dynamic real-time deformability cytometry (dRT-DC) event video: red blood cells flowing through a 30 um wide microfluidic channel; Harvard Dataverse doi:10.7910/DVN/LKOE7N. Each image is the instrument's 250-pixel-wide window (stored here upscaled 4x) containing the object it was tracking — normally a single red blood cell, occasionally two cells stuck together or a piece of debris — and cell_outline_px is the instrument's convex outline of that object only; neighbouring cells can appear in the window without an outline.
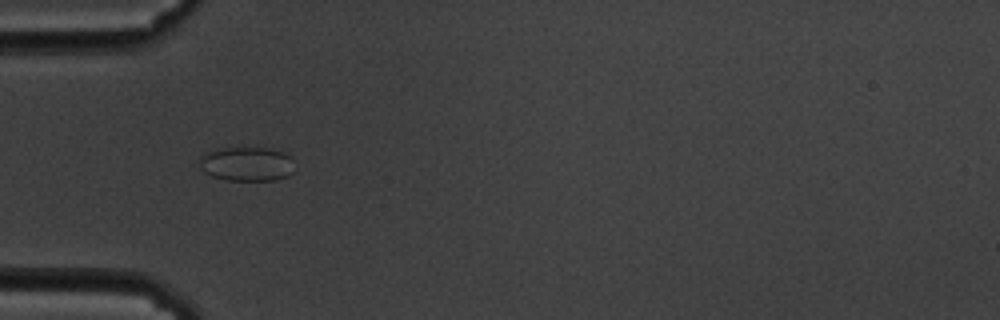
{"species": "common noctule bat (a hibernating species)", "species_latin": "Nyctalus noctula", "temperature_condition": "cold", "stored_images_in_passage": 42, "camera_frame_rate_fps": 3000, "um_per_image_px": 0.085, "animal": {"sex": "male", "body_mass_g": 19.5, "forearm_length_mm": 54.6}, "frame": {"image": 1, "passage_image": 1, "time_ms": 0.0, "image_size_px": [1000, 320], "cell_outline_px": [[292, 172], [288, 176], [272, 180], [228, 180], [212, 176], [204, 172], [200, 168], [200, 156], [208, 152], [224, 148], [268, 148], [280, 152], [288, 156], [292, 160]], "centroid_in_image_um": [20.94, 13.95], "position_along_channel_um": 64.1, "area_um2": 18.61}}
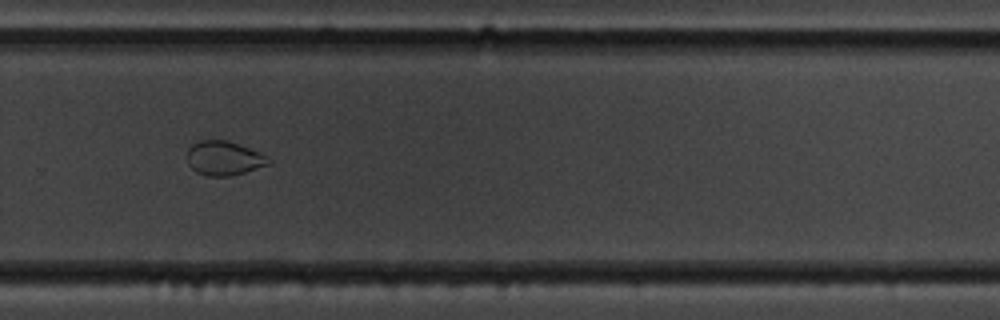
{"frame": {"image": 2, "passage_image": 23, "time_ms": 7.333, "image_size_px": [1000, 320], "cell_outline_px": [[272, 164], [244, 172], [228, 176], [208, 176], [196, 172], [188, 164], [188, 148], [192, 144], [200, 140], [228, 140], [260, 152], [272, 160]], "centroid_in_image_um": [19.06, 13.44], "position_along_channel_um": 310.7, "area_um2": 16.3}}
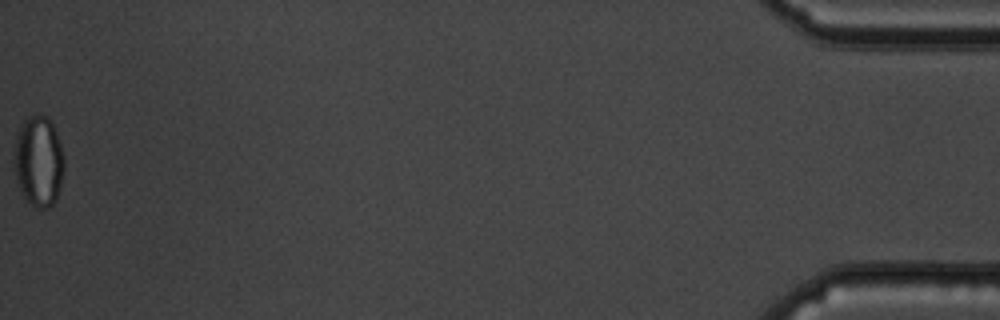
{"frame": {"image": 3, "passage_image": 42, "time_ms": 13.667, "image_size_px": [1000, 320], "cell_outline_px": [[64, 168], [60, 188], [56, 200], [48, 208], [36, 208], [24, 196], [16, 180], [12, 156], [16, 136], [20, 124], [28, 116], [40, 112], [52, 124], [56, 132], [64, 156]], "centroid_in_image_um": [3.26, 13.68], "position_along_channel_um": 431.9, "area_um2": 26.76}, "authors_computed_cell_mechanics": {"area_um2": 17.34, "velocity_mm_per_s": 3.3866, "shape_relaxation_time_tau1_ms": null, "shape_relaxation_time_tau2_ms": 1.0945, "deformation_change_tau1": null, "deformation_change_tau2": 0.0437}}